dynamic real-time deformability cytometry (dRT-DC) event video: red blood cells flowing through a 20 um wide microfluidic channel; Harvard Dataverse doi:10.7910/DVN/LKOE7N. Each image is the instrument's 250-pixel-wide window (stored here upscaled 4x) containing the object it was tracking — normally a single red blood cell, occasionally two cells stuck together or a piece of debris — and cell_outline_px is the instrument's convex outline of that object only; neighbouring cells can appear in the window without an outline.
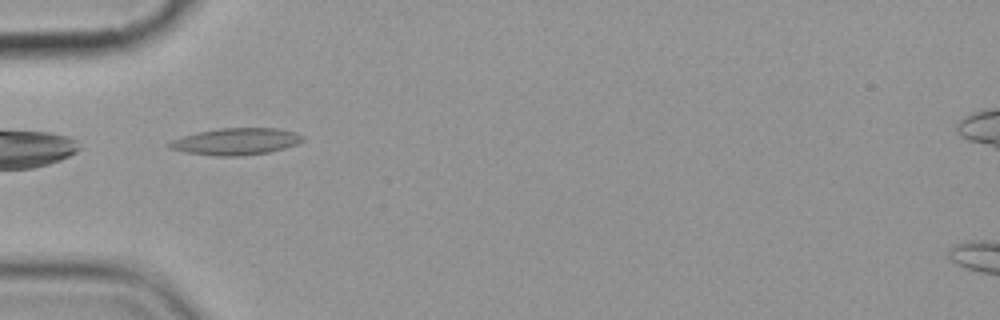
{"species": "common noctule bat (a hibernating species)", "species_latin": "Nyctalus noctula", "temperature_condition": "cold", "stored_images_in_passage": 2, "camera_frame_rate_fps": 3000, "um_per_image_px": 0.085, "animal": {"sex": "female", "body_mass_g": 19.9}, "frame": {"image": 1, "passage_image": 1, "time_ms": 0.0, "image_size_px": [1000, 320], "cell_outline_px": [[304, 140], [300, 144], [268, 152], [240, 156], [216, 156], [188, 152], [168, 148], [164, 144], [172, 140], [196, 132], [220, 128], [276, 128], [296, 132], [304, 136]], "centroid_in_image_um": [20.08, 12.02], "position_along_channel_um": 64.9, "area_um2": 20.92}}
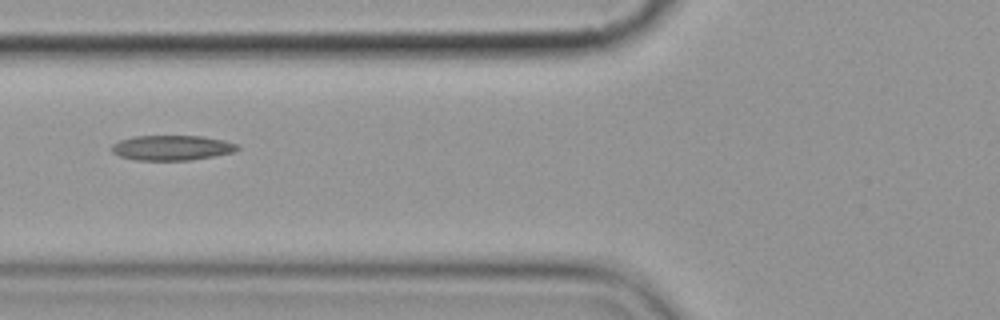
{"frame": {"image": 2, "passage_image": 2, "time_ms": 1.333, "image_size_px": [1000, 320], "cell_outline_px": [[240, 148], [232, 152], [212, 156], [188, 160], [136, 160], [120, 156], [112, 152], [108, 148], [112, 144], [120, 140], [132, 136], [204, 136], [224, 140], [240, 144]], "centroid_in_image_um": [14.58, 12.55], "position_along_channel_um": 111.2, "area_um2": 18.44}}